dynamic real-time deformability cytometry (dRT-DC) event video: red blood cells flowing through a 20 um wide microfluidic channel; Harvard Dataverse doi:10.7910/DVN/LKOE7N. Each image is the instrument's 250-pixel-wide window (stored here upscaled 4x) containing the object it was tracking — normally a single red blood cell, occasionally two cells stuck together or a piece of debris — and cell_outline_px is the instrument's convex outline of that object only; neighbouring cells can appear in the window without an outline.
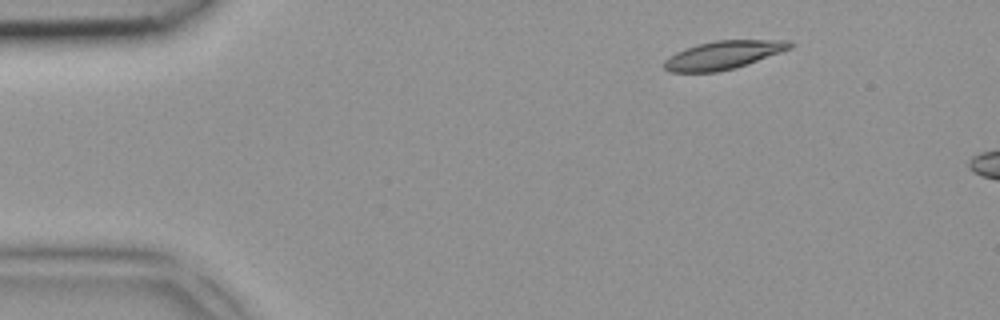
{"species": "common noctule bat (a hibernating species)", "species_latin": "Nyctalus noctula", "temperature_condition": "room temperature", "stored_images_in_passage": 3, "camera_frame_rate_fps": 3000, "um_per_image_px": 0.085, "animal": {"sex": "female", "body_mass_g": 18.4}, "frame": {"image": 1, "passage_image": 1, "time_ms": 0.0, "image_size_px": [1000, 320], "cell_outline_px": [[796, 44], [792, 48], [736, 68], [716, 72], [668, 72], [664, 68], [664, 60], [668, 56], [676, 52], [696, 44], [716, 40], [792, 40]], "centroid_in_image_um": [61.49, 4.67], "position_along_channel_um": 23.5, "area_um2": 20.92}}